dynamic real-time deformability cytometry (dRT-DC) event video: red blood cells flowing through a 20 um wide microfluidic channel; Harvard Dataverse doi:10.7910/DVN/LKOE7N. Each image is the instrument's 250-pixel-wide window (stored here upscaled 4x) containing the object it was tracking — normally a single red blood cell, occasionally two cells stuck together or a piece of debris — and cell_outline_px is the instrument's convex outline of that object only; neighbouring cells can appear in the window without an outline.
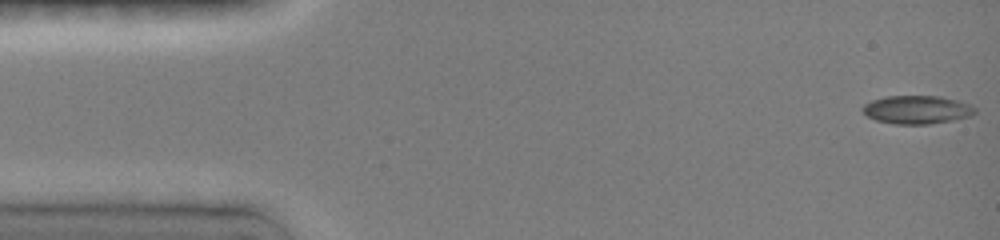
{"species": "common noctule bat (a hibernating species)", "species_latin": "Nyctalus noctula", "temperature_condition": "room temperature", "stored_images_in_passage": 43, "camera_frame_rate_fps": 3000, "um_per_image_px": 0.085, "animal": {"sex": "female", "body_mass_g": 19.0, "forearm_length_mm": 51.5}, "frame": {"image": 1, "passage_image": 1, "time_ms": 0.0, "image_size_px": [1000, 240], "cell_outline_px": [[976, 112], [968, 116], [952, 120], [928, 124], [892, 124], [876, 120], [868, 116], [860, 108], [864, 104], [872, 100], [884, 96], [940, 96], [972, 104], [976, 108]], "centroid_in_image_um": [77.92, 9.32], "position_along_channel_um": 7.1, "area_um2": 18.55}}
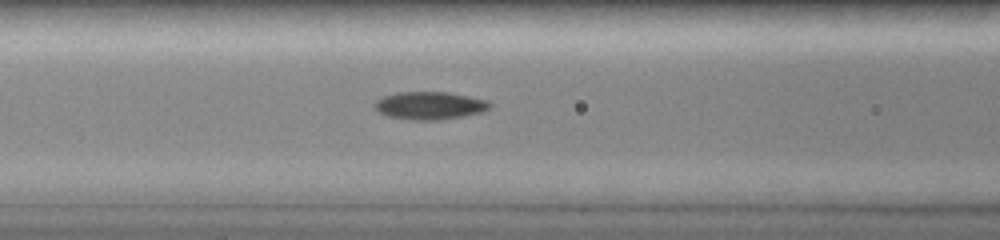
{"frame": {"image": 2, "passage_image": 20, "time_ms": 6.0, "image_size_px": [1000, 240], "cell_outline_px": [[492, 104], [488, 108], [480, 112], [464, 116], [440, 120], [408, 120], [388, 116], [380, 112], [376, 108], [376, 100], [384, 96], [400, 92], [448, 92], [488, 100]], "centroid_in_image_um": [36.54, 8.98], "position_along_channel_um": 130.1, "area_um2": 18.5}}
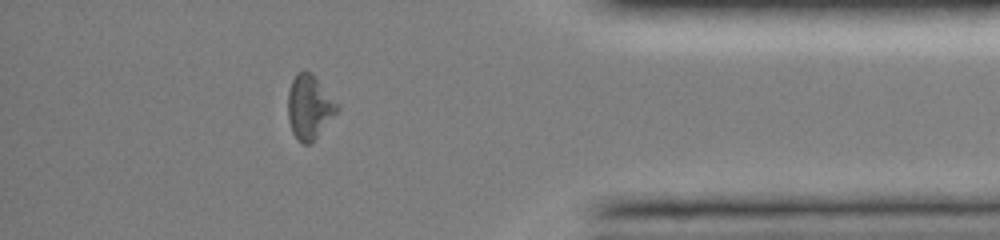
{"frame": {"image": 3, "passage_image": 39, "time_ms": 13.333, "image_size_px": [1000, 240], "cell_outline_px": [[340, 108], [316, 136], [308, 144], [304, 144], [292, 132], [288, 120], [288, 92], [292, 80], [296, 72], [312, 72]], "centroid_in_image_um": [26.26, 9.06], "position_along_channel_um": 408.9, "area_um2": 17.8}, "authors_computed_cell_mechanics": {"area_um2": 18.0914, "velocity_mm_per_s": 4.0491, "shape_relaxation_time_tau1_ms": 9.6166, "shape_relaxation_time_tau2_ms": 6.9259, "deformation_change_tau1": 0.2139, "deformation_change_tau2": 0.1129}}